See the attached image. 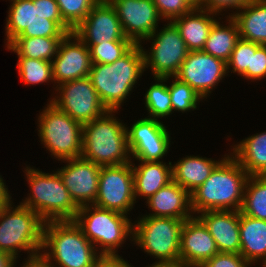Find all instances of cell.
Masks as SVG:
<instances>
[{
    "mask_svg": "<svg viewBox=\"0 0 266 267\" xmlns=\"http://www.w3.org/2000/svg\"><path fill=\"white\" fill-rule=\"evenodd\" d=\"M209 178L191 193V209L195 216L210 210L241 211L249 175L228 152Z\"/></svg>",
    "mask_w": 266,
    "mask_h": 267,
    "instance_id": "1",
    "label": "cell"
},
{
    "mask_svg": "<svg viewBox=\"0 0 266 267\" xmlns=\"http://www.w3.org/2000/svg\"><path fill=\"white\" fill-rule=\"evenodd\" d=\"M144 71V55L140 44H135L111 64L92 63L88 77L104 106L119 111Z\"/></svg>",
    "mask_w": 266,
    "mask_h": 267,
    "instance_id": "2",
    "label": "cell"
},
{
    "mask_svg": "<svg viewBox=\"0 0 266 267\" xmlns=\"http://www.w3.org/2000/svg\"><path fill=\"white\" fill-rule=\"evenodd\" d=\"M98 255L73 220L44 223L39 260L47 267H93Z\"/></svg>",
    "mask_w": 266,
    "mask_h": 267,
    "instance_id": "3",
    "label": "cell"
},
{
    "mask_svg": "<svg viewBox=\"0 0 266 267\" xmlns=\"http://www.w3.org/2000/svg\"><path fill=\"white\" fill-rule=\"evenodd\" d=\"M108 111L102 117L83 124V159L99 166H116L131 162L127 125Z\"/></svg>",
    "mask_w": 266,
    "mask_h": 267,
    "instance_id": "4",
    "label": "cell"
},
{
    "mask_svg": "<svg viewBox=\"0 0 266 267\" xmlns=\"http://www.w3.org/2000/svg\"><path fill=\"white\" fill-rule=\"evenodd\" d=\"M12 201L0 208V251L17 260L25 251L28 256L23 263L39 260L45 221L29 207L15 206Z\"/></svg>",
    "mask_w": 266,
    "mask_h": 267,
    "instance_id": "5",
    "label": "cell"
},
{
    "mask_svg": "<svg viewBox=\"0 0 266 267\" xmlns=\"http://www.w3.org/2000/svg\"><path fill=\"white\" fill-rule=\"evenodd\" d=\"M23 169L30 193L21 205L32 209L45 222L75 218L80 207L71 198L57 171L46 173L30 165Z\"/></svg>",
    "mask_w": 266,
    "mask_h": 267,
    "instance_id": "6",
    "label": "cell"
},
{
    "mask_svg": "<svg viewBox=\"0 0 266 267\" xmlns=\"http://www.w3.org/2000/svg\"><path fill=\"white\" fill-rule=\"evenodd\" d=\"M73 221L99 254H118L126 239L133 242V223L126 214L83 205Z\"/></svg>",
    "mask_w": 266,
    "mask_h": 267,
    "instance_id": "7",
    "label": "cell"
},
{
    "mask_svg": "<svg viewBox=\"0 0 266 267\" xmlns=\"http://www.w3.org/2000/svg\"><path fill=\"white\" fill-rule=\"evenodd\" d=\"M38 136L51 157L58 161L82 155L83 124L49 101L38 115Z\"/></svg>",
    "mask_w": 266,
    "mask_h": 267,
    "instance_id": "8",
    "label": "cell"
},
{
    "mask_svg": "<svg viewBox=\"0 0 266 267\" xmlns=\"http://www.w3.org/2000/svg\"><path fill=\"white\" fill-rule=\"evenodd\" d=\"M184 222L177 218L139 215L133 223V244L157 262L178 260Z\"/></svg>",
    "mask_w": 266,
    "mask_h": 267,
    "instance_id": "9",
    "label": "cell"
},
{
    "mask_svg": "<svg viewBox=\"0 0 266 267\" xmlns=\"http://www.w3.org/2000/svg\"><path fill=\"white\" fill-rule=\"evenodd\" d=\"M166 24L142 41L152 42L149 50L140 44L145 71L150 67L152 78L175 77L189 52L176 26L171 21Z\"/></svg>",
    "mask_w": 266,
    "mask_h": 267,
    "instance_id": "10",
    "label": "cell"
},
{
    "mask_svg": "<svg viewBox=\"0 0 266 267\" xmlns=\"http://www.w3.org/2000/svg\"><path fill=\"white\" fill-rule=\"evenodd\" d=\"M55 91L57 95L49 101L81 124L100 118L109 111L88 76L58 85Z\"/></svg>",
    "mask_w": 266,
    "mask_h": 267,
    "instance_id": "11",
    "label": "cell"
},
{
    "mask_svg": "<svg viewBox=\"0 0 266 267\" xmlns=\"http://www.w3.org/2000/svg\"><path fill=\"white\" fill-rule=\"evenodd\" d=\"M135 203L132 162L116 166H102L98 194L93 205L128 216Z\"/></svg>",
    "mask_w": 266,
    "mask_h": 267,
    "instance_id": "12",
    "label": "cell"
},
{
    "mask_svg": "<svg viewBox=\"0 0 266 267\" xmlns=\"http://www.w3.org/2000/svg\"><path fill=\"white\" fill-rule=\"evenodd\" d=\"M5 46L17 37H64L67 33L53 20L38 12V0H9Z\"/></svg>",
    "mask_w": 266,
    "mask_h": 267,
    "instance_id": "13",
    "label": "cell"
},
{
    "mask_svg": "<svg viewBox=\"0 0 266 267\" xmlns=\"http://www.w3.org/2000/svg\"><path fill=\"white\" fill-rule=\"evenodd\" d=\"M131 162L162 161L171 147V136L161 120L141 118L127 126Z\"/></svg>",
    "mask_w": 266,
    "mask_h": 267,
    "instance_id": "14",
    "label": "cell"
},
{
    "mask_svg": "<svg viewBox=\"0 0 266 267\" xmlns=\"http://www.w3.org/2000/svg\"><path fill=\"white\" fill-rule=\"evenodd\" d=\"M226 75L229 76L223 60L199 50L188 52L175 77L207 99Z\"/></svg>",
    "mask_w": 266,
    "mask_h": 267,
    "instance_id": "15",
    "label": "cell"
},
{
    "mask_svg": "<svg viewBox=\"0 0 266 267\" xmlns=\"http://www.w3.org/2000/svg\"><path fill=\"white\" fill-rule=\"evenodd\" d=\"M51 63L56 90L58 85L89 75L92 67L89 47L74 32L68 33L61 40Z\"/></svg>",
    "mask_w": 266,
    "mask_h": 267,
    "instance_id": "16",
    "label": "cell"
},
{
    "mask_svg": "<svg viewBox=\"0 0 266 267\" xmlns=\"http://www.w3.org/2000/svg\"><path fill=\"white\" fill-rule=\"evenodd\" d=\"M73 32L89 48L107 41H132L125 36L116 10L108 0H99Z\"/></svg>",
    "mask_w": 266,
    "mask_h": 267,
    "instance_id": "17",
    "label": "cell"
},
{
    "mask_svg": "<svg viewBox=\"0 0 266 267\" xmlns=\"http://www.w3.org/2000/svg\"><path fill=\"white\" fill-rule=\"evenodd\" d=\"M116 10L127 38L135 44H143L163 20L152 0H108Z\"/></svg>",
    "mask_w": 266,
    "mask_h": 267,
    "instance_id": "18",
    "label": "cell"
},
{
    "mask_svg": "<svg viewBox=\"0 0 266 267\" xmlns=\"http://www.w3.org/2000/svg\"><path fill=\"white\" fill-rule=\"evenodd\" d=\"M61 162L66 164L56 171L73 201L79 207L94 204L98 194L101 166L82 157Z\"/></svg>",
    "mask_w": 266,
    "mask_h": 267,
    "instance_id": "19",
    "label": "cell"
},
{
    "mask_svg": "<svg viewBox=\"0 0 266 267\" xmlns=\"http://www.w3.org/2000/svg\"><path fill=\"white\" fill-rule=\"evenodd\" d=\"M218 253L215 240L204 223L195 215L185 220L181 230L180 259L200 267Z\"/></svg>",
    "mask_w": 266,
    "mask_h": 267,
    "instance_id": "20",
    "label": "cell"
},
{
    "mask_svg": "<svg viewBox=\"0 0 266 267\" xmlns=\"http://www.w3.org/2000/svg\"><path fill=\"white\" fill-rule=\"evenodd\" d=\"M196 216L214 238L219 253H240L239 211L210 210Z\"/></svg>",
    "mask_w": 266,
    "mask_h": 267,
    "instance_id": "21",
    "label": "cell"
},
{
    "mask_svg": "<svg viewBox=\"0 0 266 267\" xmlns=\"http://www.w3.org/2000/svg\"><path fill=\"white\" fill-rule=\"evenodd\" d=\"M151 213L142 216L168 217L187 220L194 216L191 209V194L171 181L146 200Z\"/></svg>",
    "mask_w": 266,
    "mask_h": 267,
    "instance_id": "22",
    "label": "cell"
},
{
    "mask_svg": "<svg viewBox=\"0 0 266 267\" xmlns=\"http://www.w3.org/2000/svg\"><path fill=\"white\" fill-rule=\"evenodd\" d=\"M216 17V18H215ZM218 15L203 8H192L171 22L179 30L189 52L203 50Z\"/></svg>",
    "mask_w": 266,
    "mask_h": 267,
    "instance_id": "23",
    "label": "cell"
},
{
    "mask_svg": "<svg viewBox=\"0 0 266 267\" xmlns=\"http://www.w3.org/2000/svg\"><path fill=\"white\" fill-rule=\"evenodd\" d=\"M138 162V165L132 162L136 200H139V197L148 200L159 189L173 181L172 162L166 163L163 160Z\"/></svg>",
    "mask_w": 266,
    "mask_h": 267,
    "instance_id": "24",
    "label": "cell"
},
{
    "mask_svg": "<svg viewBox=\"0 0 266 267\" xmlns=\"http://www.w3.org/2000/svg\"><path fill=\"white\" fill-rule=\"evenodd\" d=\"M219 160L202 156H185L172 164L173 181L187 190L190 194L202 185L215 167L227 156Z\"/></svg>",
    "mask_w": 266,
    "mask_h": 267,
    "instance_id": "25",
    "label": "cell"
},
{
    "mask_svg": "<svg viewBox=\"0 0 266 267\" xmlns=\"http://www.w3.org/2000/svg\"><path fill=\"white\" fill-rule=\"evenodd\" d=\"M240 254L250 265L266 262V221L239 211ZM262 263V265H261Z\"/></svg>",
    "mask_w": 266,
    "mask_h": 267,
    "instance_id": "26",
    "label": "cell"
},
{
    "mask_svg": "<svg viewBox=\"0 0 266 267\" xmlns=\"http://www.w3.org/2000/svg\"><path fill=\"white\" fill-rule=\"evenodd\" d=\"M230 149L249 176H266V131L244 138Z\"/></svg>",
    "mask_w": 266,
    "mask_h": 267,
    "instance_id": "27",
    "label": "cell"
},
{
    "mask_svg": "<svg viewBox=\"0 0 266 267\" xmlns=\"http://www.w3.org/2000/svg\"><path fill=\"white\" fill-rule=\"evenodd\" d=\"M232 18L238 25L240 38L266 45V0H251Z\"/></svg>",
    "mask_w": 266,
    "mask_h": 267,
    "instance_id": "28",
    "label": "cell"
},
{
    "mask_svg": "<svg viewBox=\"0 0 266 267\" xmlns=\"http://www.w3.org/2000/svg\"><path fill=\"white\" fill-rule=\"evenodd\" d=\"M218 20L213 24L203 51L227 63L240 39L238 25L232 17H226V24ZM228 24V25H227Z\"/></svg>",
    "mask_w": 266,
    "mask_h": 267,
    "instance_id": "29",
    "label": "cell"
},
{
    "mask_svg": "<svg viewBox=\"0 0 266 267\" xmlns=\"http://www.w3.org/2000/svg\"><path fill=\"white\" fill-rule=\"evenodd\" d=\"M62 39L63 37H17L5 48L17 56L52 61Z\"/></svg>",
    "mask_w": 266,
    "mask_h": 267,
    "instance_id": "30",
    "label": "cell"
},
{
    "mask_svg": "<svg viewBox=\"0 0 266 267\" xmlns=\"http://www.w3.org/2000/svg\"><path fill=\"white\" fill-rule=\"evenodd\" d=\"M241 212L249 217L266 221V176H249Z\"/></svg>",
    "mask_w": 266,
    "mask_h": 267,
    "instance_id": "31",
    "label": "cell"
},
{
    "mask_svg": "<svg viewBox=\"0 0 266 267\" xmlns=\"http://www.w3.org/2000/svg\"><path fill=\"white\" fill-rule=\"evenodd\" d=\"M171 77L154 78L156 81L144 94L145 107L148 112V118L159 120L170 117L172 112L171 97L168 85L165 84Z\"/></svg>",
    "mask_w": 266,
    "mask_h": 267,
    "instance_id": "32",
    "label": "cell"
},
{
    "mask_svg": "<svg viewBox=\"0 0 266 267\" xmlns=\"http://www.w3.org/2000/svg\"><path fill=\"white\" fill-rule=\"evenodd\" d=\"M17 69L24 84L53 83L51 61L18 56Z\"/></svg>",
    "mask_w": 266,
    "mask_h": 267,
    "instance_id": "33",
    "label": "cell"
},
{
    "mask_svg": "<svg viewBox=\"0 0 266 267\" xmlns=\"http://www.w3.org/2000/svg\"><path fill=\"white\" fill-rule=\"evenodd\" d=\"M171 78H173V81L168 85V89L171 97L172 112L186 113L196 110L198 103L203 101L202 97L187 83L180 81L176 77Z\"/></svg>",
    "mask_w": 266,
    "mask_h": 267,
    "instance_id": "34",
    "label": "cell"
},
{
    "mask_svg": "<svg viewBox=\"0 0 266 267\" xmlns=\"http://www.w3.org/2000/svg\"><path fill=\"white\" fill-rule=\"evenodd\" d=\"M135 43L133 41H107L94 44L90 50L92 63L111 64L125 55Z\"/></svg>",
    "mask_w": 266,
    "mask_h": 267,
    "instance_id": "35",
    "label": "cell"
},
{
    "mask_svg": "<svg viewBox=\"0 0 266 267\" xmlns=\"http://www.w3.org/2000/svg\"><path fill=\"white\" fill-rule=\"evenodd\" d=\"M99 0H56L63 21L73 30Z\"/></svg>",
    "mask_w": 266,
    "mask_h": 267,
    "instance_id": "36",
    "label": "cell"
},
{
    "mask_svg": "<svg viewBox=\"0 0 266 267\" xmlns=\"http://www.w3.org/2000/svg\"><path fill=\"white\" fill-rule=\"evenodd\" d=\"M260 46V44L250 42L240 38L227 64V74L237 73L241 76L248 68H251L252 52Z\"/></svg>",
    "mask_w": 266,
    "mask_h": 267,
    "instance_id": "37",
    "label": "cell"
},
{
    "mask_svg": "<svg viewBox=\"0 0 266 267\" xmlns=\"http://www.w3.org/2000/svg\"><path fill=\"white\" fill-rule=\"evenodd\" d=\"M163 21H172L188 13L193 7L186 0H152Z\"/></svg>",
    "mask_w": 266,
    "mask_h": 267,
    "instance_id": "38",
    "label": "cell"
},
{
    "mask_svg": "<svg viewBox=\"0 0 266 267\" xmlns=\"http://www.w3.org/2000/svg\"><path fill=\"white\" fill-rule=\"evenodd\" d=\"M242 76L252 82L266 78V45H260L255 52H252L251 68H248Z\"/></svg>",
    "mask_w": 266,
    "mask_h": 267,
    "instance_id": "39",
    "label": "cell"
},
{
    "mask_svg": "<svg viewBox=\"0 0 266 267\" xmlns=\"http://www.w3.org/2000/svg\"><path fill=\"white\" fill-rule=\"evenodd\" d=\"M251 0H201L200 8L206 9L213 14L218 16L222 15L223 11L227 13V9H232L227 17L234 16L235 13L240 11L245 5H247ZM235 9V11H234Z\"/></svg>",
    "mask_w": 266,
    "mask_h": 267,
    "instance_id": "40",
    "label": "cell"
},
{
    "mask_svg": "<svg viewBox=\"0 0 266 267\" xmlns=\"http://www.w3.org/2000/svg\"><path fill=\"white\" fill-rule=\"evenodd\" d=\"M200 267H252L240 253H218Z\"/></svg>",
    "mask_w": 266,
    "mask_h": 267,
    "instance_id": "41",
    "label": "cell"
},
{
    "mask_svg": "<svg viewBox=\"0 0 266 267\" xmlns=\"http://www.w3.org/2000/svg\"><path fill=\"white\" fill-rule=\"evenodd\" d=\"M38 12L42 17L55 21L67 34L73 32L63 21L56 0H38Z\"/></svg>",
    "mask_w": 266,
    "mask_h": 267,
    "instance_id": "42",
    "label": "cell"
},
{
    "mask_svg": "<svg viewBox=\"0 0 266 267\" xmlns=\"http://www.w3.org/2000/svg\"><path fill=\"white\" fill-rule=\"evenodd\" d=\"M93 267H134L119 254H99Z\"/></svg>",
    "mask_w": 266,
    "mask_h": 267,
    "instance_id": "43",
    "label": "cell"
},
{
    "mask_svg": "<svg viewBox=\"0 0 266 267\" xmlns=\"http://www.w3.org/2000/svg\"><path fill=\"white\" fill-rule=\"evenodd\" d=\"M151 266L147 267H193L192 265L186 263L184 260L178 259L173 261H155Z\"/></svg>",
    "mask_w": 266,
    "mask_h": 267,
    "instance_id": "44",
    "label": "cell"
},
{
    "mask_svg": "<svg viewBox=\"0 0 266 267\" xmlns=\"http://www.w3.org/2000/svg\"><path fill=\"white\" fill-rule=\"evenodd\" d=\"M11 195L5 180H3L2 175H0V208L5 206L11 200Z\"/></svg>",
    "mask_w": 266,
    "mask_h": 267,
    "instance_id": "45",
    "label": "cell"
},
{
    "mask_svg": "<svg viewBox=\"0 0 266 267\" xmlns=\"http://www.w3.org/2000/svg\"><path fill=\"white\" fill-rule=\"evenodd\" d=\"M17 262L10 254L0 251V267H17Z\"/></svg>",
    "mask_w": 266,
    "mask_h": 267,
    "instance_id": "46",
    "label": "cell"
},
{
    "mask_svg": "<svg viewBox=\"0 0 266 267\" xmlns=\"http://www.w3.org/2000/svg\"><path fill=\"white\" fill-rule=\"evenodd\" d=\"M21 265L23 267H47L41 260L30 261Z\"/></svg>",
    "mask_w": 266,
    "mask_h": 267,
    "instance_id": "47",
    "label": "cell"
},
{
    "mask_svg": "<svg viewBox=\"0 0 266 267\" xmlns=\"http://www.w3.org/2000/svg\"><path fill=\"white\" fill-rule=\"evenodd\" d=\"M193 8H198L201 5V0H186Z\"/></svg>",
    "mask_w": 266,
    "mask_h": 267,
    "instance_id": "48",
    "label": "cell"
}]
</instances>
